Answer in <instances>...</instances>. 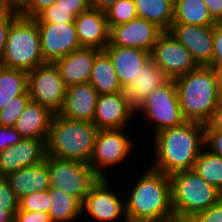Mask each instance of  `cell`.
<instances>
[{
    "instance_id": "38",
    "label": "cell",
    "mask_w": 222,
    "mask_h": 222,
    "mask_svg": "<svg viewBox=\"0 0 222 222\" xmlns=\"http://www.w3.org/2000/svg\"><path fill=\"white\" fill-rule=\"evenodd\" d=\"M209 66L222 67V22L213 26V56Z\"/></svg>"
},
{
    "instance_id": "23",
    "label": "cell",
    "mask_w": 222,
    "mask_h": 222,
    "mask_svg": "<svg viewBox=\"0 0 222 222\" xmlns=\"http://www.w3.org/2000/svg\"><path fill=\"white\" fill-rule=\"evenodd\" d=\"M11 189L20 199L32 192H41L50 188V173L48 165L45 161L42 163L24 167L16 172H12L6 176Z\"/></svg>"
},
{
    "instance_id": "27",
    "label": "cell",
    "mask_w": 222,
    "mask_h": 222,
    "mask_svg": "<svg viewBox=\"0 0 222 222\" xmlns=\"http://www.w3.org/2000/svg\"><path fill=\"white\" fill-rule=\"evenodd\" d=\"M52 222H75L82 218V203L75 197L54 188H49Z\"/></svg>"
},
{
    "instance_id": "12",
    "label": "cell",
    "mask_w": 222,
    "mask_h": 222,
    "mask_svg": "<svg viewBox=\"0 0 222 222\" xmlns=\"http://www.w3.org/2000/svg\"><path fill=\"white\" fill-rule=\"evenodd\" d=\"M150 56L168 79L185 75L198 66L191 53L169 31L159 36Z\"/></svg>"
},
{
    "instance_id": "30",
    "label": "cell",
    "mask_w": 222,
    "mask_h": 222,
    "mask_svg": "<svg viewBox=\"0 0 222 222\" xmlns=\"http://www.w3.org/2000/svg\"><path fill=\"white\" fill-rule=\"evenodd\" d=\"M193 170L207 183L222 193V157L205 147L200 151Z\"/></svg>"
},
{
    "instance_id": "50",
    "label": "cell",
    "mask_w": 222,
    "mask_h": 222,
    "mask_svg": "<svg viewBox=\"0 0 222 222\" xmlns=\"http://www.w3.org/2000/svg\"><path fill=\"white\" fill-rule=\"evenodd\" d=\"M182 222H195L192 218H188V219H185L184 221Z\"/></svg>"
},
{
    "instance_id": "32",
    "label": "cell",
    "mask_w": 222,
    "mask_h": 222,
    "mask_svg": "<svg viewBox=\"0 0 222 222\" xmlns=\"http://www.w3.org/2000/svg\"><path fill=\"white\" fill-rule=\"evenodd\" d=\"M105 14L110 29L138 17L134 0H117Z\"/></svg>"
},
{
    "instance_id": "14",
    "label": "cell",
    "mask_w": 222,
    "mask_h": 222,
    "mask_svg": "<svg viewBox=\"0 0 222 222\" xmlns=\"http://www.w3.org/2000/svg\"><path fill=\"white\" fill-rule=\"evenodd\" d=\"M164 31L156 24L142 18H135L127 23L110 29V43L114 46L152 51L159 36Z\"/></svg>"
},
{
    "instance_id": "36",
    "label": "cell",
    "mask_w": 222,
    "mask_h": 222,
    "mask_svg": "<svg viewBox=\"0 0 222 222\" xmlns=\"http://www.w3.org/2000/svg\"><path fill=\"white\" fill-rule=\"evenodd\" d=\"M19 11L17 9L8 8L0 16V60L4 54L6 39L9 32V27L11 23L19 16Z\"/></svg>"
},
{
    "instance_id": "47",
    "label": "cell",
    "mask_w": 222,
    "mask_h": 222,
    "mask_svg": "<svg viewBox=\"0 0 222 222\" xmlns=\"http://www.w3.org/2000/svg\"><path fill=\"white\" fill-rule=\"evenodd\" d=\"M216 75L217 82V93L219 97V101L222 102V67L213 68Z\"/></svg>"
},
{
    "instance_id": "48",
    "label": "cell",
    "mask_w": 222,
    "mask_h": 222,
    "mask_svg": "<svg viewBox=\"0 0 222 222\" xmlns=\"http://www.w3.org/2000/svg\"><path fill=\"white\" fill-rule=\"evenodd\" d=\"M28 0H4L8 8L19 10Z\"/></svg>"
},
{
    "instance_id": "25",
    "label": "cell",
    "mask_w": 222,
    "mask_h": 222,
    "mask_svg": "<svg viewBox=\"0 0 222 222\" xmlns=\"http://www.w3.org/2000/svg\"><path fill=\"white\" fill-rule=\"evenodd\" d=\"M89 83L99 95L122 92L123 88L120 85L111 58L104 50H101L95 57Z\"/></svg>"
},
{
    "instance_id": "22",
    "label": "cell",
    "mask_w": 222,
    "mask_h": 222,
    "mask_svg": "<svg viewBox=\"0 0 222 222\" xmlns=\"http://www.w3.org/2000/svg\"><path fill=\"white\" fill-rule=\"evenodd\" d=\"M167 80L168 78L163 71L150 59L141 68L134 81L130 85L123 87L124 98L136 112L148 96Z\"/></svg>"
},
{
    "instance_id": "33",
    "label": "cell",
    "mask_w": 222,
    "mask_h": 222,
    "mask_svg": "<svg viewBox=\"0 0 222 222\" xmlns=\"http://www.w3.org/2000/svg\"><path fill=\"white\" fill-rule=\"evenodd\" d=\"M30 101L31 98L28 91L25 94L13 98L4 109L0 110V125L14 127L16 121Z\"/></svg>"
},
{
    "instance_id": "9",
    "label": "cell",
    "mask_w": 222,
    "mask_h": 222,
    "mask_svg": "<svg viewBox=\"0 0 222 222\" xmlns=\"http://www.w3.org/2000/svg\"><path fill=\"white\" fill-rule=\"evenodd\" d=\"M126 129L98 131L88 165L100 178H109L106 171L114 169L113 166L126 164L131 153L134 152L135 140L130 139L132 136L126 133Z\"/></svg>"
},
{
    "instance_id": "40",
    "label": "cell",
    "mask_w": 222,
    "mask_h": 222,
    "mask_svg": "<svg viewBox=\"0 0 222 222\" xmlns=\"http://www.w3.org/2000/svg\"><path fill=\"white\" fill-rule=\"evenodd\" d=\"M90 8V0H56L55 9L69 11L75 18Z\"/></svg>"
},
{
    "instance_id": "44",
    "label": "cell",
    "mask_w": 222,
    "mask_h": 222,
    "mask_svg": "<svg viewBox=\"0 0 222 222\" xmlns=\"http://www.w3.org/2000/svg\"><path fill=\"white\" fill-rule=\"evenodd\" d=\"M205 132H222V102L218 104L209 122L205 125Z\"/></svg>"
},
{
    "instance_id": "17",
    "label": "cell",
    "mask_w": 222,
    "mask_h": 222,
    "mask_svg": "<svg viewBox=\"0 0 222 222\" xmlns=\"http://www.w3.org/2000/svg\"><path fill=\"white\" fill-rule=\"evenodd\" d=\"M136 112L127 103L123 92L99 95L93 124L99 130L124 129L131 127L130 121Z\"/></svg>"
},
{
    "instance_id": "4",
    "label": "cell",
    "mask_w": 222,
    "mask_h": 222,
    "mask_svg": "<svg viewBox=\"0 0 222 222\" xmlns=\"http://www.w3.org/2000/svg\"><path fill=\"white\" fill-rule=\"evenodd\" d=\"M98 131L92 122L54 114L46 142L47 156L88 164Z\"/></svg>"
},
{
    "instance_id": "19",
    "label": "cell",
    "mask_w": 222,
    "mask_h": 222,
    "mask_svg": "<svg viewBox=\"0 0 222 222\" xmlns=\"http://www.w3.org/2000/svg\"><path fill=\"white\" fill-rule=\"evenodd\" d=\"M99 94L87 82L66 88L65 101L59 115L93 123Z\"/></svg>"
},
{
    "instance_id": "39",
    "label": "cell",
    "mask_w": 222,
    "mask_h": 222,
    "mask_svg": "<svg viewBox=\"0 0 222 222\" xmlns=\"http://www.w3.org/2000/svg\"><path fill=\"white\" fill-rule=\"evenodd\" d=\"M192 219L195 222H222V198L206 210L195 214Z\"/></svg>"
},
{
    "instance_id": "11",
    "label": "cell",
    "mask_w": 222,
    "mask_h": 222,
    "mask_svg": "<svg viewBox=\"0 0 222 222\" xmlns=\"http://www.w3.org/2000/svg\"><path fill=\"white\" fill-rule=\"evenodd\" d=\"M66 86L54 63L45 62L28 71V93L31 101L58 114L64 104Z\"/></svg>"
},
{
    "instance_id": "28",
    "label": "cell",
    "mask_w": 222,
    "mask_h": 222,
    "mask_svg": "<svg viewBox=\"0 0 222 222\" xmlns=\"http://www.w3.org/2000/svg\"><path fill=\"white\" fill-rule=\"evenodd\" d=\"M173 23L214 26L217 22L209 13L204 0H174Z\"/></svg>"
},
{
    "instance_id": "51",
    "label": "cell",
    "mask_w": 222,
    "mask_h": 222,
    "mask_svg": "<svg viewBox=\"0 0 222 222\" xmlns=\"http://www.w3.org/2000/svg\"><path fill=\"white\" fill-rule=\"evenodd\" d=\"M166 222H182V221H181V220H178V219H173V220L166 221Z\"/></svg>"
},
{
    "instance_id": "42",
    "label": "cell",
    "mask_w": 222,
    "mask_h": 222,
    "mask_svg": "<svg viewBox=\"0 0 222 222\" xmlns=\"http://www.w3.org/2000/svg\"><path fill=\"white\" fill-rule=\"evenodd\" d=\"M14 219L17 222H52L50 214L42 211L18 210Z\"/></svg>"
},
{
    "instance_id": "3",
    "label": "cell",
    "mask_w": 222,
    "mask_h": 222,
    "mask_svg": "<svg viewBox=\"0 0 222 222\" xmlns=\"http://www.w3.org/2000/svg\"><path fill=\"white\" fill-rule=\"evenodd\" d=\"M174 81L186 121L206 125L220 103L213 68L200 65Z\"/></svg>"
},
{
    "instance_id": "1",
    "label": "cell",
    "mask_w": 222,
    "mask_h": 222,
    "mask_svg": "<svg viewBox=\"0 0 222 222\" xmlns=\"http://www.w3.org/2000/svg\"><path fill=\"white\" fill-rule=\"evenodd\" d=\"M143 173V174H142ZM139 177L128 183L130 190L125 195L127 221L166 222L175 219L171 201L169 175L151 168L149 165Z\"/></svg>"
},
{
    "instance_id": "16",
    "label": "cell",
    "mask_w": 222,
    "mask_h": 222,
    "mask_svg": "<svg viewBox=\"0 0 222 222\" xmlns=\"http://www.w3.org/2000/svg\"><path fill=\"white\" fill-rule=\"evenodd\" d=\"M169 32L190 53L198 66H209L213 56V26L172 23Z\"/></svg>"
},
{
    "instance_id": "10",
    "label": "cell",
    "mask_w": 222,
    "mask_h": 222,
    "mask_svg": "<svg viewBox=\"0 0 222 222\" xmlns=\"http://www.w3.org/2000/svg\"><path fill=\"white\" fill-rule=\"evenodd\" d=\"M108 179L99 178L91 187L82 203V216L88 215L93 222H125L127 218L123 198L125 196L122 195L124 193L116 192V187L111 184L113 181Z\"/></svg>"
},
{
    "instance_id": "2",
    "label": "cell",
    "mask_w": 222,
    "mask_h": 222,
    "mask_svg": "<svg viewBox=\"0 0 222 222\" xmlns=\"http://www.w3.org/2000/svg\"><path fill=\"white\" fill-rule=\"evenodd\" d=\"M152 138L154 156L149 166L170 176L179 171L193 170L200 151L205 147V125L186 121L179 127L163 129Z\"/></svg>"
},
{
    "instance_id": "5",
    "label": "cell",
    "mask_w": 222,
    "mask_h": 222,
    "mask_svg": "<svg viewBox=\"0 0 222 222\" xmlns=\"http://www.w3.org/2000/svg\"><path fill=\"white\" fill-rule=\"evenodd\" d=\"M169 178L175 219L184 221L192 218L222 198V193L194 170L179 171L171 174Z\"/></svg>"
},
{
    "instance_id": "35",
    "label": "cell",
    "mask_w": 222,
    "mask_h": 222,
    "mask_svg": "<svg viewBox=\"0 0 222 222\" xmlns=\"http://www.w3.org/2000/svg\"><path fill=\"white\" fill-rule=\"evenodd\" d=\"M36 23H74L75 17L66 10L55 9V4L45 8L35 18Z\"/></svg>"
},
{
    "instance_id": "45",
    "label": "cell",
    "mask_w": 222,
    "mask_h": 222,
    "mask_svg": "<svg viewBox=\"0 0 222 222\" xmlns=\"http://www.w3.org/2000/svg\"><path fill=\"white\" fill-rule=\"evenodd\" d=\"M212 18L217 22H222V0H204Z\"/></svg>"
},
{
    "instance_id": "43",
    "label": "cell",
    "mask_w": 222,
    "mask_h": 222,
    "mask_svg": "<svg viewBox=\"0 0 222 222\" xmlns=\"http://www.w3.org/2000/svg\"><path fill=\"white\" fill-rule=\"evenodd\" d=\"M205 148L222 157V132H205Z\"/></svg>"
},
{
    "instance_id": "46",
    "label": "cell",
    "mask_w": 222,
    "mask_h": 222,
    "mask_svg": "<svg viewBox=\"0 0 222 222\" xmlns=\"http://www.w3.org/2000/svg\"><path fill=\"white\" fill-rule=\"evenodd\" d=\"M116 1L117 0H90V7L105 13Z\"/></svg>"
},
{
    "instance_id": "41",
    "label": "cell",
    "mask_w": 222,
    "mask_h": 222,
    "mask_svg": "<svg viewBox=\"0 0 222 222\" xmlns=\"http://www.w3.org/2000/svg\"><path fill=\"white\" fill-rule=\"evenodd\" d=\"M22 138L21 134L14 127L0 125V152L7 147L14 146Z\"/></svg>"
},
{
    "instance_id": "49",
    "label": "cell",
    "mask_w": 222,
    "mask_h": 222,
    "mask_svg": "<svg viewBox=\"0 0 222 222\" xmlns=\"http://www.w3.org/2000/svg\"><path fill=\"white\" fill-rule=\"evenodd\" d=\"M8 9L4 0H0V16Z\"/></svg>"
},
{
    "instance_id": "31",
    "label": "cell",
    "mask_w": 222,
    "mask_h": 222,
    "mask_svg": "<svg viewBox=\"0 0 222 222\" xmlns=\"http://www.w3.org/2000/svg\"><path fill=\"white\" fill-rule=\"evenodd\" d=\"M19 199L6 177H0V222H12L18 211Z\"/></svg>"
},
{
    "instance_id": "20",
    "label": "cell",
    "mask_w": 222,
    "mask_h": 222,
    "mask_svg": "<svg viewBox=\"0 0 222 222\" xmlns=\"http://www.w3.org/2000/svg\"><path fill=\"white\" fill-rule=\"evenodd\" d=\"M100 51L82 47L54 62L66 87L89 82L95 57Z\"/></svg>"
},
{
    "instance_id": "8",
    "label": "cell",
    "mask_w": 222,
    "mask_h": 222,
    "mask_svg": "<svg viewBox=\"0 0 222 222\" xmlns=\"http://www.w3.org/2000/svg\"><path fill=\"white\" fill-rule=\"evenodd\" d=\"M46 164L50 173V187L68 193L81 203L100 178L87 163L46 156Z\"/></svg>"
},
{
    "instance_id": "37",
    "label": "cell",
    "mask_w": 222,
    "mask_h": 222,
    "mask_svg": "<svg viewBox=\"0 0 222 222\" xmlns=\"http://www.w3.org/2000/svg\"><path fill=\"white\" fill-rule=\"evenodd\" d=\"M56 0H28L18 11L26 18H35L41 11L55 4Z\"/></svg>"
},
{
    "instance_id": "29",
    "label": "cell",
    "mask_w": 222,
    "mask_h": 222,
    "mask_svg": "<svg viewBox=\"0 0 222 222\" xmlns=\"http://www.w3.org/2000/svg\"><path fill=\"white\" fill-rule=\"evenodd\" d=\"M28 91V72L22 69L0 68V110L13 98Z\"/></svg>"
},
{
    "instance_id": "18",
    "label": "cell",
    "mask_w": 222,
    "mask_h": 222,
    "mask_svg": "<svg viewBox=\"0 0 222 222\" xmlns=\"http://www.w3.org/2000/svg\"><path fill=\"white\" fill-rule=\"evenodd\" d=\"M74 25L81 47L104 50L109 44L110 28L104 12L90 7L75 18Z\"/></svg>"
},
{
    "instance_id": "7",
    "label": "cell",
    "mask_w": 222,
    "mask_h": 222,
    "mask_svg": "<svg viewBox=\"0 0 222 222\" xmlns=\"http://www.w3.org/2000/svg\"><path fill=\"white\" fill-rule=\"evenodd\" d=\"M138 115L148 122L147 126H152V136L163 129L183 125L186 119L181 111L174 79H168L156 88L138 108Z\"/></svg>"
},
{
    "instance_id": "6",
    "label": "cell",
    "mask_w": 222,
    "mask_h": 222,
    "mask_svg": "<svg viewBox=\"0 0 222 222\" xmlns=\"http://www.w3.org/2000/svg\"><path fill=\"white\" fill-rule=\"evenodd\" d=\"M2 66L31 71L44 64L36 21L19 15L10 25Z\"/></svg>"
},
{
    "instance_id": "34",
    "label": "cell",
    "mask_w": 222,
    "mask_h": 222,
    "mask_svg": "<svg viewBox=\"0 0 222 222\" xmlns=\"http://www.w3.org/2000/svg\"><path fill=\"white\" fill-rule=\"evenodd\" d=\"M50 205V197L47 189L41 192H32L20 198L18 210L49 213Z\"/></svg>"
},
{
    "instance_id": "13",
    "label": "cell",
    "mask_w": 222,
    "mask_h": 222,
    "mask_svg": "<svg viewBox=\"0 0 222 222\" xmlns=\"http://www.w3.org/2000/svg\"><path fill=\"white\" fill-rule=\"evenodd\" d=\"M44 62L54 63L81 47L74 23H37Z\"/></svg>"
},
{
    "instance_id": "26",
    "label": "cell",
    "mask_w": 222,
    "mask_h": 222,
    "mask_svg": "<svg viewBox=\"0 0 222 222\" xmlns=\"http://www.w3.org/2000/svg\"><path fill=\"white\" fill-rule=\"evenodd\" d=\"M138 18L169 31L174 18V0H134Z\"/></svg>"
},
{
    "instance_id": "24",
    "label": "cell",
    "mask_w": 222,
    "mask_h": 222,
    "mask_svg": "<svg viewBox=\"0 0 222 222\" xmlns=\"http://www.w3.org/2000/svg\"><path fill=\"white\" fill-rule=\"evenodd\" d=\"M54 113L47 107L30 101L14 128L23 138L48 139Z\"/></svg>"
},
{
    "instance_id": "15",
    "label": "cell",
    "mask_w": 222,
    "mask_h": 222,
    "mask_svg": "<svg viewBox=\"0 0 222 222\" xmlns=\"http://www.w3.org/2000/svg\"><path fill=\"white\" fill-rule=\"evenodd\" d=\"M46 142L47 139L22 138L14 146L0 152V177L45 161Z\"/></svg>"
},
{
    "instance_id": "21",
    "label": "cell",
    "mask_w": 222,
    "mask_h": 222,
    "mask_svg": "<svg viewBox=\"0 0 222 222\" xmlns=\"http://www.w3.org/2000/svg\"><path fill=\"white\" fill-rule=\"evenodd\" d=\"M104 51L111 58L122 88L130 85L141 68L151 59L150 52L143 49L114 46L110 42Z\"/></svg>"
}]
</instances>
